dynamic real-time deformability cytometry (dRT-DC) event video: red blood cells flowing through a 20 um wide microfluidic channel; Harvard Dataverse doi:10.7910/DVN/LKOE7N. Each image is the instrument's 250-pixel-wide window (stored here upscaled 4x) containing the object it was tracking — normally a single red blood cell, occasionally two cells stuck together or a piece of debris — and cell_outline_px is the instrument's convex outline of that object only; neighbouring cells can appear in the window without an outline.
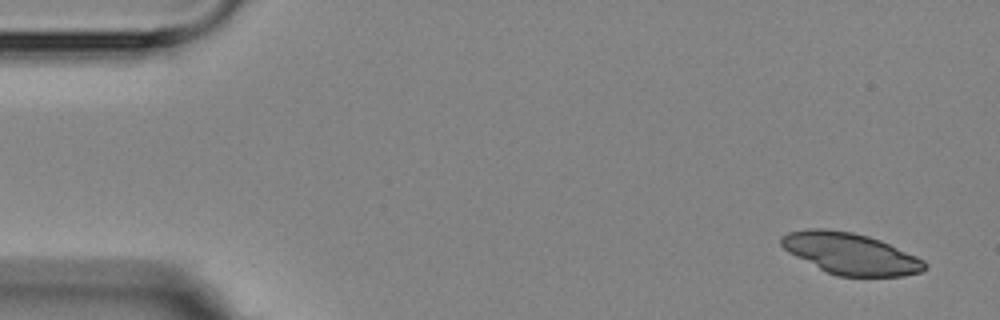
{"species": "Egyptian fruit bat (a non-hibernating species)", "species_latin": "Rousettus aegyptiacus", "temperature_condition": "room temperature", "stored_images_in_passage": 8, "camera_frame_rate_fps": 3000, "um_per_image_px": 0.085, "animal": {"sex": "female"}, "frame": {"image": 1, "passage_image": 1, "time_ms": 0.0, "image_size_px": [1000, 320], "cell_outline_px": [[928, 268], [920, 272], [904, 276], [836, 276], [788, 252], [780, 244], [780, 236], [788, 232], [808, 228], [824, 228], [852, 232], [868, 236], [880, 240], [916, 256], [924, 260], [928, 264]], "centroid_in_image_um": [72.29, 21.55], "position_along_channel_um": 12.7, "area_um2": 34.45}}